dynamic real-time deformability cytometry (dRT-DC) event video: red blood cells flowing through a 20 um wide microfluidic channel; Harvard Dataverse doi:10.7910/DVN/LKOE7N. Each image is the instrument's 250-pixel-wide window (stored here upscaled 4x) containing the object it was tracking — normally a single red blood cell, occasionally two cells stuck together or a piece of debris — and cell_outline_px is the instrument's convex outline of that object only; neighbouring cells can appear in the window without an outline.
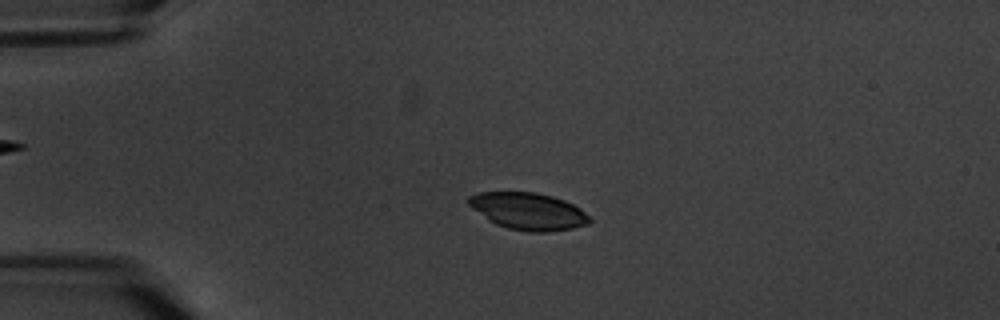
{"species": "common noctule bat (a hibernating species)", "species_latin": "Nyctalus noctula", "temperature_condition": "warm", "stored_images_in_passage": 5, "camera_frame_rate_fps": 3000, "um_per_image_px": 0.085, "animal": {"sex": "male", "body_mass_g": 20.1, "forearm_length_mm": 53.5}, "frame": {"image": 1, "passage_image": 4, "time_ms": 3.667, "image_size_px": [1000, 320], "cell_outline_px": [[592, 220], [588, 224], [572, 228], [548, 232], [528, 232], [508, 228], [496, 224], [488, 220], [472, 208], [468, 204], [468, 196], [476, 192], [536, 192], [552, 196], [564, 200], [580, 208]], "centroid_in_image_um": [44.88, 17.95], "position_along_channel_um": 40.1, "area_um2": 26.13}}